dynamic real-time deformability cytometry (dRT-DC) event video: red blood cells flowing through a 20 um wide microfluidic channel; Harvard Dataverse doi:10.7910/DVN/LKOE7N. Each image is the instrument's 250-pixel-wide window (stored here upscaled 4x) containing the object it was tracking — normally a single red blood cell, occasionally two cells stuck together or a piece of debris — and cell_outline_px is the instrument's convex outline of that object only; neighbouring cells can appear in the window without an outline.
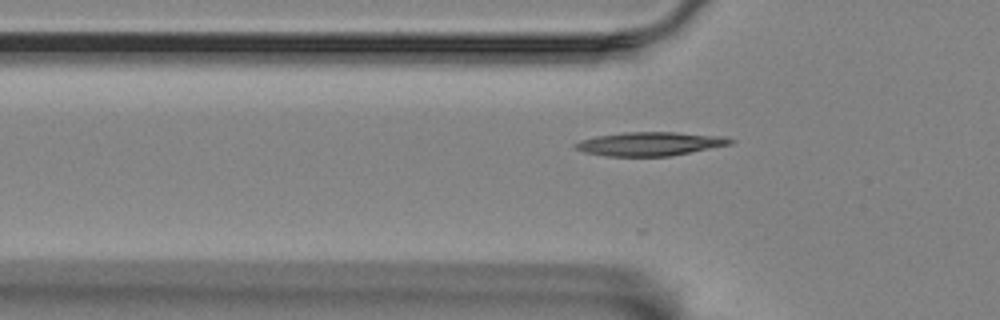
{"species": "Egyptian fruit bat (a non-hibernating species)", "species_latin": "Rousettus aegyptiacus", "temperature_condition": "room temperature", "stored_images_in_passage": 25, "camera_frame_rate_fps": 3000, "um_per_image_px": 0.085, "animal": {"sex": "female"}, "frame": {"image": 1, "passage_image": 14, "time_ms": 4.333, "image_size_px": [1000, 320], "cell_outline_px": [[736, 140], [732, 144], [668, 156], [608, 156], [584, 152], [572, 148], [572, 144], [580, 140], [596, 136], [624, 132], [676, 132], [724, 136]], "centroid_in_image_um": [55.22, 12.22], "position_along_channel_um": 70.6, "area_um2": 21.5}}
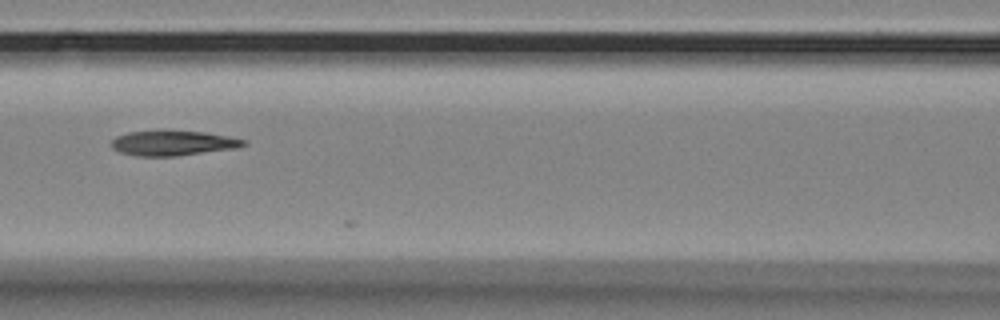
{"frame": {"image": 2, "passage_image": 21, "time_ms": 6.667, "image_size_px": [1000, 320], "cell_outline_px": [[248, 144], [240, 148], [176, 156], [136, 156], [120, 152], [112, 148], [112, 140], [116, 136], [128, 132], [204, 132], [228, 136], [248, 140]], "centroid_in_image_um": [14.78, 12.19], "position_along_channel_um": 151.8, "area_um2": 19.02}}
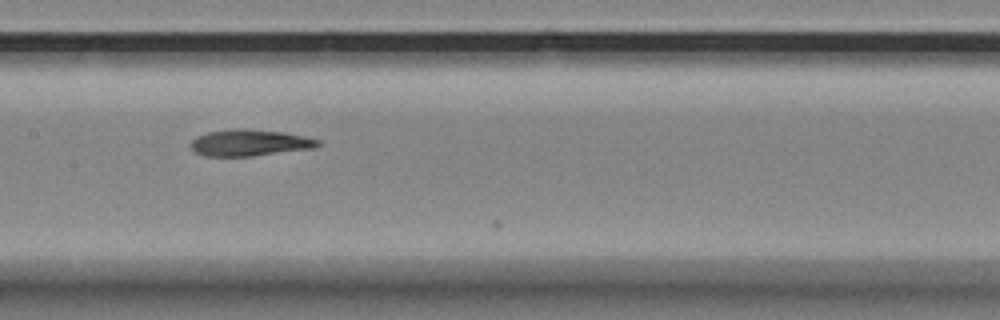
{"frame": {"image": 3, "passage_image": 24, "time_ms": 7.667, "image_size_px": [1000, 320], "cell_outline_px": [[320, 144], [312, 148], [252, 156], [204, 156], [196, 152], [188, 144], [196, 136], [208, 132], [228, 128], [244, 128], [284, 132], [304, 136], [320, 140]], "centroid_in_image_um": [21.17, 12.12], "position_along_channel_um": 186.2, "area_um2": 19.71}}